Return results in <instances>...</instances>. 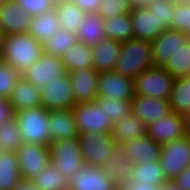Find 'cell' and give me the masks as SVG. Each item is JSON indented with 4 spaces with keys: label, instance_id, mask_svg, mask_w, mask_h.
Masks as SVG:
<instances>
[{
    "label": "cell",
    "instance_id": "cell-51",
    "mask_svg": "<svg viewBox=\"0 0 190 190\" xmlns=\"http://www.w3.org/2000/svg\"><path fill=\"white\" fill-rule=\"evenodd\" d=\"M153 0H131L133 7L137 6H147Z\"/></svg>",
    "mask_w": 190,
    "mask_h": 190
},
{
    "label": "cell",
    "instance_id": "cell-38",
    "mask_svg": "<svg viewBox=\"0 0 190 190\" xmlns=\"http://www.w3.org/2000/svg\"><path fill=\"white\" fill-rule=\"evenodd\" d=\"M95 102L104 110L112 124L125 118L131 112V101L98 97Z\"/></svg>",
    "mask_w": 190,
    "mask_h": 190
},
{
    "label": "cell",
    "instance_id": "cell-50",
    "mask_svg": "<svg viewBox=\"0 0 190 190\" xmlns=\"http://www.w3.org/2000/svg\"><path fill=\"white\" fill-rule=\"evenodd\" d=\"M186 135L190 137V112L184 115Z\"/></svg>",
    "mask_w": 190,
    "mask_h": 190
},
{
    "label": "cell",
    "instance_id": "cell-21",
    "mask_svg": "<svg viewBox=\"0 0 190 190\" xmlns=\"http://www.w3.org/2000/svg\"><path fill=\"white\" fill-rule=\"evenodd\" d=\"M48 122L51 142L76 138L79 135L72 109L48 111Z\"/></svg>",
    "mask_w": 190,
    "mask_h": 190
},
{
    "label": "cell",
    "instance_id": "cell-32",
    "mask_svg": "<svg viewBox=\"0 0 190 190\" xmlns=\"http://www.w3.org/2000/svg\"><path fill=\"white\" fill-rule=\"evenodd\" d=\"M20 179L17 152L0 151V190H12Z\"/></svg>",
    "mask_w": 190,
    "mask_h": 190
},
{
    "label": "cell",
    "instance_id": "cell-10",
    "mask_svg": "<svg viewBox=\"0 0 190 190\" xmlns=\"http://www.w3.org/2000/svg\"><path fill=\"white\" fill-rule=\"evenodd\" d=\"M17 159L21 178L31 179L51 163L49 146L23 143L17 150Z\"/></svg>",
    "mask_w": 190,
    "mask_h": 190
},
{
    "label": "cell",
    "instance_id": "cell-49",
    "mask_svg": "<svg viewBox=\"0 0 190 190\" xmlns=\"http://www.w3.org/2000/svg\"><path fill=\"white\" fill-rule=\"evenodd\" d=\"M162 190H181V189L176 186L173 180H167L165 183H163Z\"/></svg>",
    "mask_w": 190,
    "mask_h": 190
},
{
    "label": "cell",
    "instance_id": "cell-17",
    "mask_svg": "<svg viewBox=\"0 0 190 190\" xmlns=\"http://www.w3.org/2000/svg\"><path fill=\"white\" fill-rule=\"evenodd\" d=\"M131 111L145 126H148L171 113L172 108L169 99L134 95L131 100Z\"/></svg>",
    "mask_w": 190,
    "mask_h": 190
},
{
    "label": "cell",
    "instance_id": "cell-37",
    "mask_svg": "<svg viewBox=\"0 0 190 190\" xmlns=\"http://www.w3.org/2000/svg\"><path fill=\"white\" fill-rule=\"evenodd\" d=\"M23 143L15 117L0 125V151L17 152Z\"/></svg>",
    "mask_w": 190,
    "mask_h": 190
},
{
    "label": "cell",
    "instance_id": "cell-33",
    "mask_svg": "<svg viewBox=\"0 0 190 190\" xmlns=\"http://www.w3.org/2000/svg\"><path fill=\"white\" fill-rule=\"evenodd\" d=\"M161 67L175 78L190 75V39L174 50Z\"/></svg>",
    "mask_w": 190,
    "mask_h": 190
},
{
    "label": "cell",
    "instance_id": "cell-48",
    "mask_svg": "<svg viewBox=\"0 0 190 190\" xmlns=\"http://www.w3.org/2000/svg\"><path fill=\"white\" fill-rule=\"evenodd\" d=\"M12 190H41L31 179L21 178L12 187Z\"/></svg>",
    "mask_w": 190,
    "mask_h": 190
},
{
    "label": "cell",
    "instance_id": "cell-2",
    "mask_svg": "<svg viewBox=\"0 0 190 190\" xmlns=\"http://www.w3.org/2000/svg\"><path fill=\"white\" fill-rule=\"evenodd\" d=\"M151 67H154V64L149 41L130 39L122 42L119 58L114 67L116 72L135 79Z\"/></svg>",
    "mask_w": 190,
    "mask_h": 190
},
{
    "label": "cell",
    "instance_id": "cell-5",
    "mask_svg": "<svg viewBox=\"0 0 190 190\" xmlns=\"http://www.w3.org/2000/svg\"><path fill=\"white\" fill-rule=\"evenodd\" d=\"M175 77L163 67L154 66L134 79V95L170 99Z\"/></svg>",
    "mask_w": 190,
    "mask_h": 190
},
{
    "label": "cell",
    "instance_id": "cell-7",
    "mask_svg": "<svg viewBox=\"0 0 190 190\" xmlns=\"http://www.w3.org/2000/svg\"><path fill=\"white\" fill-rule=\"evenodd\" d=\"M160 162L167 180H174L190 166V137L185 135L161 147Z\"/></svg>",
    "mask_w": 190,
    "mask_h": 190
},
{
    "label": "cell",
    "instance_id": "cell-25",
    "mask_svg": "<svg viewBox=\"0 0 190 190\" xmlns=\"http://www.w3.org/2000/svg\"><path fill=\"white\" fill-rule=\"evenodd\" d=\"M146 134V126L131 111L117 123L112 124L111 135L113 142L123 145Z\"/></svg>",
    "mask_w": 190,
    "mask_h": 190
},
{
    "label": "cell",
    "instance_id": "cell-40",
    "mask_svg": "<svg viewBox=\"0 0 190 190\" xmlns=\"http://www.w3.org/2000/svg\"><path fill=\"white\" fill-rule=\"evenodd\" d=\"M133 9L131 0H101L98 13L103 18L127 14Z\"/></svg>",
    "mask_w": 190,
    "mask_h": 190
},
{
    "label": "cell",
    "instance_id": "cell-3",
    "mask_svg": "<svg viewBox=\"0 0 190 190\" xmlns=\"http://www.w3.org/2000/svg\"><path fill=\"white\" fill-rule=\"evenodd\" d=\"M14 117L24 143L50 145L48 110L42 106L21 109L15 112Z\"/></svg>",
    "mask_w": 190,
    "mask_h": 190
},
{
    "label": "cell",
    "instance_id": "cell-24",
    "mask_svg": "<svg viewBox=\"0 0 190 190\" xmlns=\"http://www.w3.org/2000/svg\"><path fill=\"white\" fill-rule=\"evenodd\" d=\"M123 146L126 149V155L133 163L160 160L162 145L156 143L147 134L137 137Z\"/></svg>",
    "mask_w": 190,
    "mask_h": 190
},
{
    "label": "cell",
    "instance_id": "cell-42",
    "mask_svg": "<svg viewBox=\"0 0 190 190\" xmlns=\"http://www.w3.org/2000/svg\"><path fill=\"white\" fill-rule=\"evenodd\" d=\"M174 6L168 0H153L147 5L148 9L153 11L158 17L160 23L164 24L167 28L172 24Z\"/></svg>",
    "mask_w": 190,
    "mask_h": 190
},
{
    "label": "cell",
    "instance_id": "cell-9",
    "mask_svg": "<svg viewBox=\"0 0 190 190\" xmlns=\"http://www.w3.org/2000/svg\"><path fill=\"white\" fill-rule=\"evenodd\" d=\"M72 111L79 134L85 132L111 133L112 122L95 101L76 103Z\"/></svg>",
    "mask_w": 190,
    "mask_h": 190
},
{
    "label": "cell",
    "instance_id": "cell-16",
    "mask_svg": "<svg viewBox=\"0 0 190 190\" xmlns=\"http://www.w3.org/2000/svg\"><path fill=\"white\" fill-rule=\"evenodd\" d=\"M117 187L103 168L86 164L70 181V190H116Z\"/></svg>",
    "mask_w": 190,
    "mask_h": 190
},
{
    "label": "cell",
    "instance_id": "cell-14",
    "mask_svg": "<svg viewBox=\"0 0 190 190\" xmlns=\"http://www.w3.org/2000/svg\"><path fill=\"white\" fill-rule=\"evenodd\" d=\"M133 36L137 40L151 42L156 39L167 27L160 23L158 17L147 6L133 7L130 12Z\"/></svg>",
    "mask_w": 190,
    "mask_h": 190
},
{
    "label": "cell",
    "instance_id": "cell-29",
    "mask_svg": "<svg viewBox=\"0 0 190 190\" xmlns=\"http://www.w3.org/2000/svg\"><path fill=\"white\" fill-rule=\"evenodd\" d=\"M166 181L160 160L135 163L130 180L157 186H162Z\"/></svg>",
    "mask_w": 190,
    "mask_h": 190
},
{
    "label": "cell",
    "instance_id": "cell-39",
    "mask_svg": "<svg viewBox=\"0 0 190 190\" xmlns=\"http://www.w3.org/2000/svg\"><path fill=\"white\" fill-rule=\"evenodd\" d=\"M21 76L22 74L8 62L0 61V98L8 99Z\"/></svg>",
    "mask_w": 190,
    "mask_h": 190
},
{
    "label": "cell",
    "instance_id": "cell-46",
    "mask_svg": "<svg viewBox=\"0 0 190 190\" xmlns=\"http://www.w3.org/2000/svg\"><path fill=\"white\" fill-rule=\"evenodd\" d=\"M116 190H162V186L149 185L148 183L129 182L124 186L117 187Z\"/></svg>",
    "mask_w": 190,
    "mask_h": 190
},
{
    "label": "cell",
    "instance_id": "cell-20",
    "mask_svg": "<svg viewBox=\"0 0 190 190\" xmlns=\"http://www.w3.org/2000/svg\"><path fill=\"white\" fill-rule=\"evenodd\" d=\"M76 103L93 102L98 98V73L94 69L68 72Z\"/></svg>",
    "mask_w": 190,
    "mask_h": 190
},
{
    "label": "cell",
    "instance_id": "cell-27",
    "mask_svg": "<svg viewBox=\"0 0 190 190\" xmlns=\"http://www.w3.org/2000/svg\"><path fill=\"white\" fill-rule=\"evenodd\" d=\"M104 18L98 12L86 13L83 22L76 33L79 42L88 46H95L104 37Z\"/></svg>",
    "mask_w": 190,
    "mask_h": 190
},
{
    "label": "cell",
    "instance_id": "cell-23",
    "mask_svg": "<svg viewBox=\"0 0 190 190\" xmlns=\"http://www.w3.org/2000/svg\"><path fill=\"white\" fill-rule=\"evenodd\" d=\"M7 100L14 112L42 106L40 89L28 82L23 76L18 79Z\"/></svg>",
    "mask_w": 190,
    "mask_h": 190
},
{
    "label": "cell",
    "instance_id": "cell-53",
    "mask_svg": "<svg viewBox=\"0 0 190 190\" xmlns=\"http://www.w3.org/2000/svg\"><path fill=\"white\" fill-rule=\"evenodd\" d=\"M3 39H4V34L2 32V29L0 28V49H1V44L3 42Z\"/></svg>",
    "mask_w": 190,
    "mask_h": 190
},
{
    "label": "cell",
    "instance_id": "cell-11",
    "mask_svg": "<svg viewBox=\"0 0 190 190\" xmlns=\"http://www.w3.org/2000/svg\"><path fill=\"white\" fill-rule=\"evenodd\" d=\"M97 92L99 98L131 101L134 97V79L115 70L100 72Z\"/></svg>",
    "mask_w": 190,
    "mask_h": 190
},
{
    "label": "cell",
    "instance_id": "cell-22",
    "mask_svg": "<svg viewBox=\"0 0 190 190\" xmlns=\"http://www.w3.org/2000/svg\"><path fill=\"white\" fill-rule=\"evenodd\" d=\"M122 43L104 37L98 44L91 46L93 57V69L97 72L114 70L119 58Z\"/></svg>",
    "mask_w": 190,
    "mask_h": 190
},
{
    "label": "cell",
    "instance_id": "cell-13",
    "mask_svg": "<svg viewBox=\"0 0 190 190\" xmlns=\"http://www.w3.org/2000/svg\"><path fill=\"white\" fill-rule=\"evenodd\" d=\"M67 73L60 57L43 53L40 59L30 66L22 76L40 89L46 85V82L54 79V77L66 75Z\"/></svg>",
    "mask_w": 190,
    "mask_h": 190
},
{
    "label": "cell",
    "instance_id": "cell-8",
    "mask_svg": "<svg viewBox=\"0 0 190 190\" xmlns=\"http://www.w3.org/2000/svg\"><path fill=\"white\" fill-rule=\"evenodd\" d=\"M42 107L46 110L72 109L76 104L70 75L54 77L40 88Z\"/></svg>",
    "mask_w": 190,
    "mask_h": 190
},
{
    "label": "cell",
    "instance_id": "cell-36",
    "mask_svg": "<svg viewBox=\"0 0 190 190\" xmlns=\"http://www.w3.org/2000/svg\"><path fill=\"white\" fill-rule=\"evenodd\" d=\"M75 33L59 28L49 40L43 43V51L47 55L62 57V55L74 44L78 43Z\"/></svg>",
    "mask_w": 190,
    "mask_h": 190
},
{
    "label": "cell",
    "instance_id": "cell-47",
    "mask_svg": "<svg viewBox=\"0 0 190 190\" xmlns=\"http://www.w3.org/2000/svg\"><path fill=\"white\" fill-rule=\"evenodd\" d=\"M173 181L181 190H190V166L180 172Z\"/></svg>",
    "mask_w": 190,
    "mask_h": 190
},
{
    "label": "cell",
    "instance_id": "cell-12",
    "mask_svg": "<svg viewBox=\"0 0 190 190\" xmlns=\"http://www.w3.org/2000/svg\"><path fill=\"white\" fill-rule=\"evenodd\" d=\"M146 134L163 145L186 135L184 115L171 112L146 126Z\"/></svg>",
    "mask_w": 190,
    "mask_h": 190
},
{
    "label": "cell",
    "instance_id": "cell-35",
    "mask_svg": "<svg viewBox=\"0 0 190 190\" xmlns=\"http://www.w3.org/2000/svg\"><path fill=\"white\" fill-rule=\"evenodd\" d=\"M169 100L173 112L182 115L190 112V75L175 78Z\"/></svg>",
    "mask_w": 190,
    "mask_h": 190
},
{
    "label": "cell",
    "instance_id": "cell-18",
    "mask_svg": "<svg viewBox=\"0 0 190 190\" xmlns=\"http://www.w3.org/2000/svg\"><path fill=\"white\" fill-rule=\"evenodd\" d=\"M189 40V36L179 30L167 28L151 43V57L154 66H162L174 50Z\"/></svg>",
    "mask_w": 190,
    "mask_h": 190
},
{
    "label": "cell",
    "instance_id": "cell-28",
    "mask_svg": "<svg viewBox=\"0 0 190 190\" xmlns=\"http://www.w3.org/2000/svg\"><path fill=\"white\" fill-rule=\"evenodd\" d=\"M67 72L93 69V57L91 46L78 42L72 45L61 57Z\"/></svg>",
    "mask_w": 190,
    "mask_h": 190
},
{
    "label": "cell",
    "instance_id": "cell-30",
    "mask_svg": "<svg viewBox=\"0 0 190 190\" xmlns=\"http://www.w3.org/2000/svg\"><path fill=\"white\" fill-rule=\"evenodd\" d=\"M54 9L59 18L60 28L76 34L86 13L70 0H56Z\"/></svg>",
    "mask_w": 190,
    "mask_h": 190
},
{
    "label": "cell",
    "instance_id": "cell-45",
    "mask_svg": "<svg viewBox=\"0 0 190 190\" xmlns=\"http://www.w3.org/2000/svg\"><path fill=\"white\" fill-rule=\"evenodd\" d=\"M78 6L83 12H98L101 0H70Z\"/></svg>",
    "mask_w": 190,
    "mask_h": 190
},
{
    "label": "cell",
    "instance_id": "cell-6",
    "mask_svg": "<svg viewBox=\"0 0 190 190\" xmlns=\"http://www.w3.org/2000/svg\"><path fill=\"white\" fill-rule=\"evenodd\" d=\"M77 138L84 163L103 168L115 146L111 133L85 132L80 133Z\"/></svg>",
    "mask_w": 190,
    "mask_h": 190
},
{
    "label": "cell",
    "instance_id": "cell-31",
    "mask_svg": "<svg viewBox=\"0 0 190 190\" xmlns=\"http://www.w3.org/2000/svg\"><path fill=\"white\" fill-rule=\"evenodd\" d=\"M103 29L105 37L121 43L134 39L130 12L104 18Z\"/></svg>",
    "mask_w": 190,
    "mask_h": 190
},
{
    "label": "cell",
    "instance_id": "cell-4",
    "mask_svg": "<svg viewBox=\"0 0 190 190\" xmlns=\"http://www.w3.org/2000/svg\"><path fill=\"white\" fill-rule=\"evenodd\" d=\"M49 149L50 162L68 181H71L74 174L85 164L77 137L51 142Z\"/></svg>",
    "mask_w": 190,
    "mask_h": 190
},
{
    "label": "cell",
    "instance_id": "cell-1",
    "mask_svg": "<svg viewBox=\"0 0 190 190\" xmlns=\"http://www.w3.org/2000/svg\"><path fill=\"white\" fill-rule=\"evenodd\" d=\"M43 53V45L29 33L4 36L0 49L1 60L8 62L21 74L39 60Z\"/></svg>",
    "mask_w": 190,
    "mask_h": 190
},
{
    "label": "cell",
    "instance_id": "cell-41",
    "mask_svg": "<svg viewBox=\"0 0 190 190\" xmlns=\"http://www.w3.org/2000/svg\"><path fill=\"white\" fill-rule=\"evenodd\" d=\"M169 29L179 30L190 36V5L188 3L174 6L172 24Z\"/></svg>",
    "mask_w": 190,
    "mask_h": 190
},
{
    "label": "cell",
    "instance_id": "cell-43",
    "mask_svg": "<svg viewBox=\"0 0 190 190\" xmlns=\"http://www.w3.org/2000/svg\"><path fill=\"white\" fill-rule=\"evenodd\" d=\"M18 6L31 16H37L54 9L56 0H14Z\"/></svg>",
    "mask_w": 190,
    "mask_h": 190
},
{
    "label": "cell",
    "instance_id": "cell-19",
    "mask_svg": "<svg viewBox=\"0 0 190 190\" xmlns=\"http://www.w3.org/2000/svg\"><path fill=\"white\" fill-rule=\"evenodd\" d=\"M134 165L135 163L131 162V159L126 155L125 147L115 144L103 169L114 183L121 187L130 182Z\"/></svg>",
    "mask_w": 190,
    "mask_h": 190
},
{
    "label": "cell",
    "instance_id": "cell-44",
    "mask_svg": "<svg viewBox=\"0 0 190 190\" xmlns=\"http://www.w3.org/2000/svg\"><path fill=\"white\" fill-rule=\"evenodd\" d=\"M15 112L10 102L5 98H0V125L14 118Z\"/></svg>",
    "mask_w": 190,
    "mask_h": 190
},
{
    "label": "cell",
    "instance_id": "cell-15",
    "mask_svg": "<svg viewBox=\"0 0 190 190\" xmlns=\"http://www.w3.org/2000/svg\"><path fill=\"white\" fill-rule=\"evenodd\" d=\"M31 18L14 0H0V28L4 36L28 33Z\"/></svg>",
    "mask_w": 190,
    "mask_h": 190
},
{
    "label": "cell",
    "instance_id": "cell-26",
    "mask_svg": "<svg viewBox=\"0 0 190 190\" xmlns=\"http://www.w3.org/2000/svg\"><path fill=\"white\" fill-rule=\"evenodd\" d=\"M60 28L59 18L55 9L32 16L28 33L43 44Z\"/></svg>",
    "mask_w": 190,
    "mask_h": 190
},
{
    "label": "cell",
    "instance_id": "cell-34",
    "mask_svg": "<svg viewBox=\"0 0 190 190\" xmlns=\"http://www.w3.org/2000/svg\"><path fill=\"white\" fill-rule=\"evenodd\" d=\"M31 180L41 190H70V181L63 177L61 171L52 163Z\"/></svg>",
    "mask_w": 190,
    "mask_h": 190
},
{
    "label": "cell",
    "instance_id": "cell-52",
    "mask_svg": "<svg viewBox=\"0 0 190 190\" xmlns=\"http://www.w3.org/2000/svg\"><path fill=\"white\" fill-rule=\"evenodd\" d=\"M171 2L173 5L181 4V3H186L187 0H168Z\"/></svg>",
    "mask_w": 190,
    "mask_h": 190
}]
</instances>
